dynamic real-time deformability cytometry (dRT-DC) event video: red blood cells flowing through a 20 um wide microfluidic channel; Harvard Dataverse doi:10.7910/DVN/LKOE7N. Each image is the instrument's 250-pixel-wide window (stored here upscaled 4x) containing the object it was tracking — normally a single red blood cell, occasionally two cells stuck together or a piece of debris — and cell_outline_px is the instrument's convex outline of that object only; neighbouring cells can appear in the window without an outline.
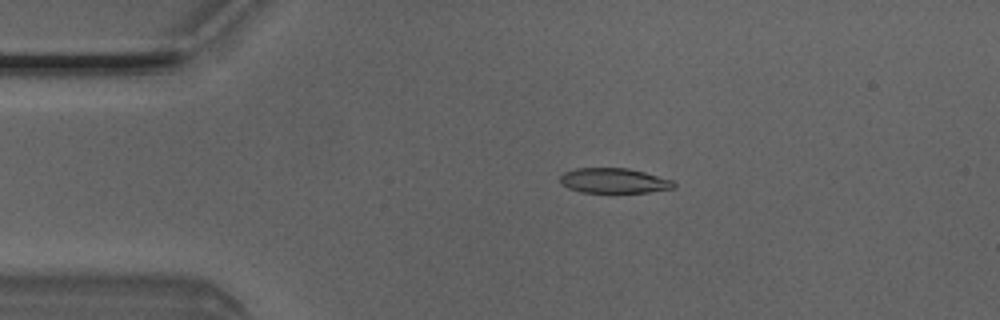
{"species": "Egyptian fruit bat (a non-hibernating species)", "species_latin": "Rousettus aegyptiacus", "temperature_condition": "room temperature", "stored_images_in_passage": 3, "camera_frame_rate_fps": 3000, "um_per_image_px": 0.085, "animal": {"sex": "male"}, "frame": {"image": 1, "passage_image": 2, "time_ms": 0.333, "image_size_px": [1000, 320], "cell_outline_px": [[676, 188], [648, 192], [580, 192], [568, 188], [560, 184], [560, 176], [564, 172], [576, 168], [628, 168], [644, 172], [672, 180], [676, 184]], "centroid_in_image_um": [52.17, 15.36], "position_along_channel_um": 32.8, "area_um2": 16.59}}